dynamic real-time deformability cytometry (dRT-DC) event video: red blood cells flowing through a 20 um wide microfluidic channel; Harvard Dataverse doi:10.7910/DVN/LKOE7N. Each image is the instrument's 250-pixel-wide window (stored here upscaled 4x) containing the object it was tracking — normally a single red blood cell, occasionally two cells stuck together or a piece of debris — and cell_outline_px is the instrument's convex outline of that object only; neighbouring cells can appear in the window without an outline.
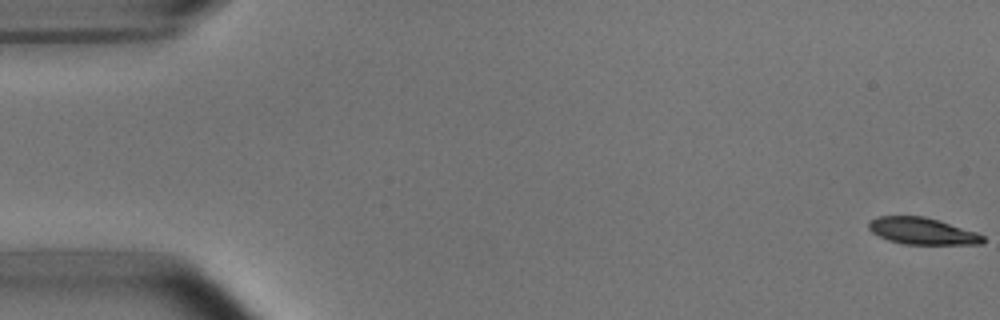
{"species": "common noctule bat (a hibernating species)", "species_latin": "Nyctalus noctula", "temperature_condition": "room temperature", "stored_images_in_passage": 11, "camera_frame_rate_fps": 3000, "um_per_image_px": 0.085, "animal": {"sex": "male", "body_mass_g": 15.6}, "frame": {"image": 1, "passage_image": 1, "time_ms": 0.0, "image_size_px": [1000, 320], "cell_outline_px": [[984, 244], [904, 244], [888, 240], [872, 232], [868, 228], [868, 220], [876, 216], [924, 216], [976, 232], [984, 236]], "centroid_in_image_um": [78.36, 19.64], "position_along_channel_um": 6.6, "area_um2": 17.74}}